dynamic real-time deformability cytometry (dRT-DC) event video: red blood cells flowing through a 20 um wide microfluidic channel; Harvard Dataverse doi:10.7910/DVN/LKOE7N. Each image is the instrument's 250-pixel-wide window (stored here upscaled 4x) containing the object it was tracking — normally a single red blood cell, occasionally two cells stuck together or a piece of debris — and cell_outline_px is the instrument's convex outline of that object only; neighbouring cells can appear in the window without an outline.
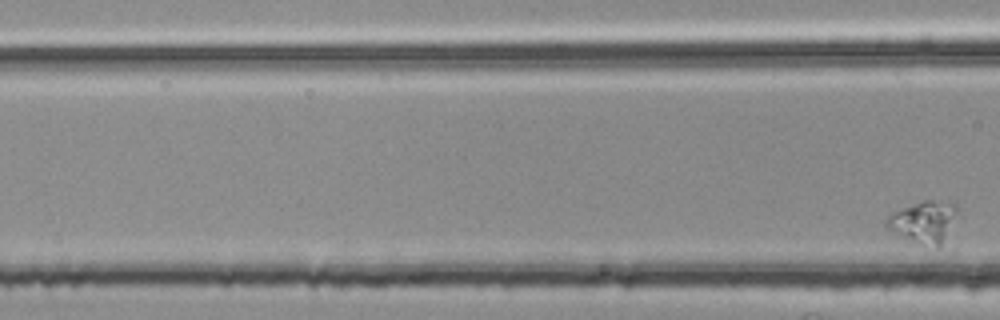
{"species": "common noctule bat (a hibernating species)", "species_latin": "Nyctalus noctula", "temperature_condition": "room temperature", "stored_images_in_passage": 4, "camera_frame_rate_fps": 3000, "um_per_image_px": 0.085, "animal": {"sex": "female", "body_mass_g": 25.1}, "frame": {"image": 1, "passage_image": 4, "time_ms": 1.0, "image_size_px": [1000, 320], "cell_outline_px": [[956, 208], [940, 248], [924, 248], [908, 240], [888, 228], [884, 224], [884, 220], [888, 216], [904, 208], [924, 200], [952, 200], [956, 204]], "centroid_in_image_um": [78.48, 18.89], "position_along_channel_um": 88.1, "area_um2": 16.99}}